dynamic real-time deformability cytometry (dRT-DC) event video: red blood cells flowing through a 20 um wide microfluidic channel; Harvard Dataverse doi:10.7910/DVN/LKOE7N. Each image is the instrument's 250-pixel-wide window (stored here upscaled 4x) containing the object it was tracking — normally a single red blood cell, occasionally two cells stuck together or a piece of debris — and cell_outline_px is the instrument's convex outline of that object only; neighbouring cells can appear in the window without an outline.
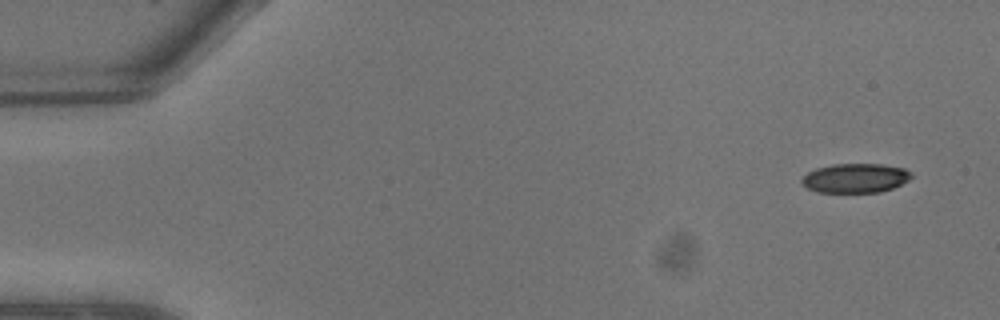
{"species": "common noctule bat (a hibernating species)", "species_latin": "Nyctalus noctula", "temperature_condition": "warm", "stored_images_in_passage": 8, "camera_frame_rate_fps": 3000, "um_per_image_px": 0.085, "animal": {"sex": "male", "body_mass_g": 13.3}, "frame": {"image": 1, "passage_image": 1, "time_ms": 0.0, "image_size_px": [1000, 320], "cell_outline_px": [[912, 176], [908, 180], [892, 188], [880, 192], [816, 192], [808, 188], [800, 180], [808, 172], [816, 168], [832, 164], [880, 164], [904, 168], [912, 172]], "centroid_in_image_um": [72.71, 15.13], "position_along_channel_um": 12.3, "area_um2": 18.61}}